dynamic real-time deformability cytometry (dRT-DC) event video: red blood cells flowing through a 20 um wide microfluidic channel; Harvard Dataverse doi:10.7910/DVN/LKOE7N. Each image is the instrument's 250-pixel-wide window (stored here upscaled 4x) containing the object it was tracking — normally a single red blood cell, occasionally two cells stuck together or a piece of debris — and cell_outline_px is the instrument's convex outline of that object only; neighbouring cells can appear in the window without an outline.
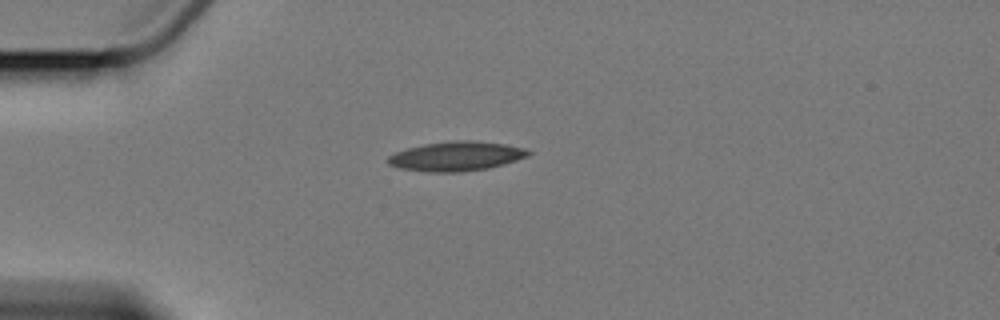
{"species": "Egyptian fruit bat (a non-hibernating species)", "species_latin": "Rousettus aegyptiacus", "temperature_condition": "cold", "stored_images_in_passage": 1, "camera_frame_rate_fps": 3000, "um_per_image_px": 0.085, "animal": {"sex": "female"}, "frame": {"image": 1, "passage_image": 1, "time_ms": 0.0, "image_size_px": [1000, 320], "cell_outline_px": [[532, 152], [528, 156], [504, 164], [488, 168], [456, 172], [428, 172], [400, 168], [388, 164], [388, 156], [396, 152], [408, 148], [424, 144], [456, 140], [472, 140], [504, 144], [524, 148]], "centroid_in_image_um": [38.79, 13.28], "position_along_channel_um": 46.2, "area_um2": 23.87}}